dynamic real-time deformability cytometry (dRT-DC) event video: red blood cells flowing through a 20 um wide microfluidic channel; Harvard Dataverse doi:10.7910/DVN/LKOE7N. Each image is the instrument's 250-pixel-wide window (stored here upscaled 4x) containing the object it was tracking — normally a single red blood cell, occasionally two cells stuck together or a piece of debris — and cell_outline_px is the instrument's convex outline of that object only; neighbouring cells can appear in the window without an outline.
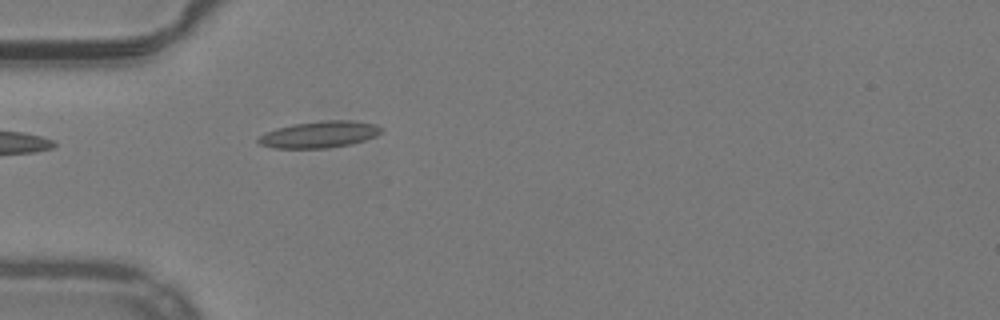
{"species": "common noctule bat (a hibernating species)", "species_latin": "Nyctalus noctula", "temperature_condition": "warm", "stored_images_in_passage": 37, "camera_frame_rate_fps": 3000, "um_per_image_px": 0.085, "animal": {"sex": "male", "body_mass_g": 19.2, "forearm_length_mm": 51.8}, "frame": {"image": 1, "passage_image": 1, "time_ms": 0.0, "image_size_px": [1000, 320], "cell_outline_px": [[384, 128], [376, 136], [352, 144], [328, 148], [272, 148], [260, 144], [256, 140], [264, 132], [276, 128], [292, 124], [324, 120], [352, 120], [376, 124]], "centroid_in_image_um": [27.15, 11.42], "position_along_channel_um": 57.9, "area_um2": 19.25}}
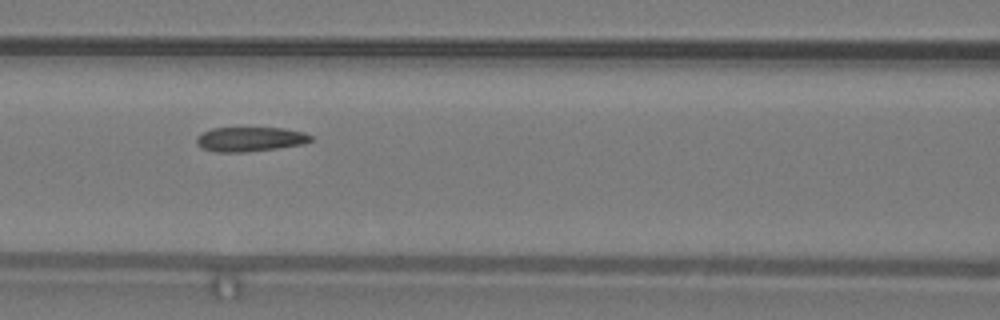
{"frame": {"image": 2, "passage_image": 8, "time_ms": 2.333, "image_size_px": [1000, 320], "cell_outline_px": [[312, 140], [304, 144], [276, 148], [244, 152], [216, 152], [200, 148], [196, 144], [196, 136], [212, 128], [284, 128], [304, 132], [312, 136]], "centroid_in_image_um": [21.24, 11.83], "position_along_channel_um": 145.4, "area_um2": 16.36}}
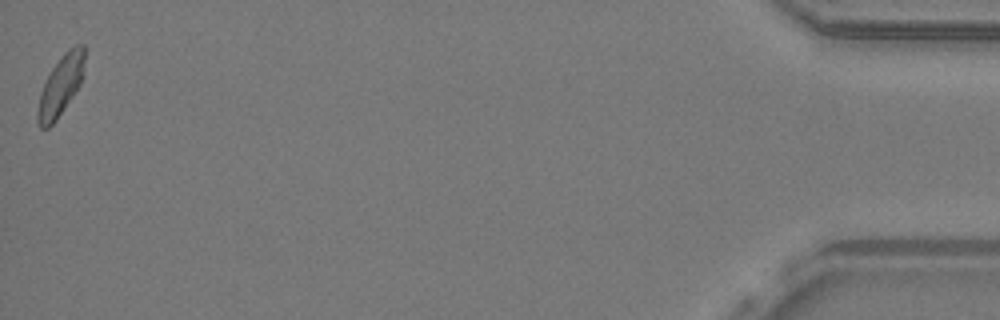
{"frame": {"image": 3, "passage_image": 37, "time_ms": 12.0, "image_size_px": [1000, 320], "cell_outline_px": [[88, 48], [84, 76], [80, 84], [56, 120], [48, 128], [40, 128], [36, 120], [36, 112], [40, 92], [52, 68], [64, 52], [68, 48], [76, 44], [84, 44]], "centroid_in_image_um": [5.21, 7.2], "position_along_channel_um": 430.0, "area_um2": 16.88}, "authors_computed_cell_mechanics": {"area_um2": 16.8776, "velocity_mm_per_s": 3.9482, "shape_relaxation_time_tau1_ms": 9.8472, "shape_relaxation_time_tau2_ms": 2.4402, "deformation_change_tau1": 0.1733, "deformation_change_tau2": 0.0892}}